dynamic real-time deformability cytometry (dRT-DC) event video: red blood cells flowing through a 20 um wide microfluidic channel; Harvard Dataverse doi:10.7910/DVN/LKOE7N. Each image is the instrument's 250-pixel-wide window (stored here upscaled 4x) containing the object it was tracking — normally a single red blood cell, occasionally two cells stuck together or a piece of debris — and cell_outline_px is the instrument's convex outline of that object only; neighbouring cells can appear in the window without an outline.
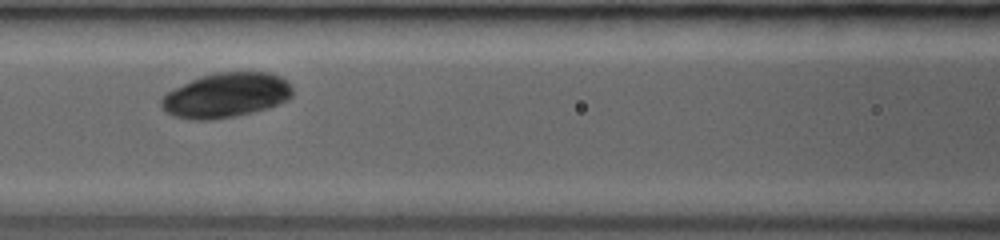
{"species": "common noctule bat (a hibernating species)", "species_latin": "Nyctalus noctula", "temperature_condition": "room temperature", "stored_images_in_passage": 6, "camera_frame_rate_fps": 3000, "um_per_image_px": 0.085, "animal": {"sex": "female", "body_mass_g": 19.0, "forearm_length_mm": 53.3}, "frame": {"image": 1, "passage_image": 5, "time_ms": 2.667, "image_size_px": [1000, 240], "cell_outline_px": [[292, 96], [288, 100], [268, 108], [236, 116], [212, 120], [192, 120], [172, 116], [160, 104], [160, 100], [168, 92], [200, 76], [212, 72], [268, 72], [280, 76], [292, 84]], "centroid_in_image_um": [19.25, 8.1], "position_along_channel_um": 147.4, "area_um2": 34.28}}